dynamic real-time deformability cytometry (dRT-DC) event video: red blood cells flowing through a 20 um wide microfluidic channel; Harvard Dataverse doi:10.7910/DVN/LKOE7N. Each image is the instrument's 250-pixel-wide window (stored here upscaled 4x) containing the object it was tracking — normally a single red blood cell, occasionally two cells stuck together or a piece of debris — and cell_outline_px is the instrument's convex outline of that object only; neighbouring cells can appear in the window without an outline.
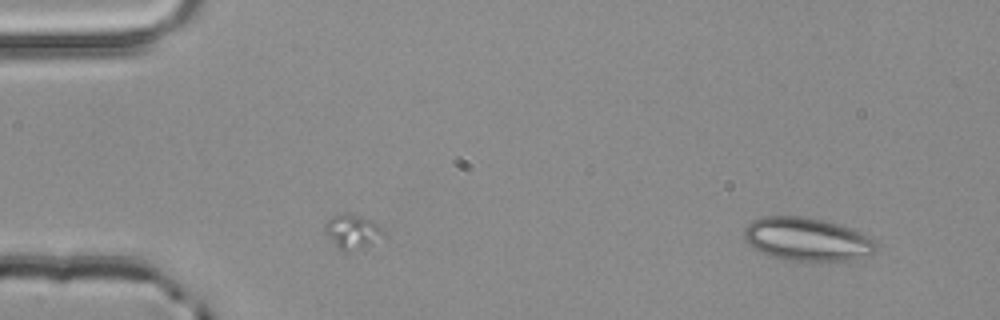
{"species": "common noctule bat (a hibernating species)", "species_latin": "Nyctalus noctula", "temperature_condition": "room temperature", "stored_images_in_passage": 3, "camera_frame_rate_fps": 3000, "um_per_image_px": 0.085, "animal": {"sex": "male", "body_mass_g": 20.4}, "frame": {"image": 1, "passage_image": 1, "time_ms": 0.0, "image_size_px": [1000, 320], "cell_outline_px": [[876, 252], [872, 256], [852, 260], [784, 260], [772, 256], [752, 248], [744, 240], [744, 228], [752, 220], [764, 216], [804, 216], [824, 220], [840, 224], [868, 236], [876, 244]], "centroid_in_image_um": [68.59, 20.33], "position_along_channel_um": 16.4, "area_um2": 33.41}}